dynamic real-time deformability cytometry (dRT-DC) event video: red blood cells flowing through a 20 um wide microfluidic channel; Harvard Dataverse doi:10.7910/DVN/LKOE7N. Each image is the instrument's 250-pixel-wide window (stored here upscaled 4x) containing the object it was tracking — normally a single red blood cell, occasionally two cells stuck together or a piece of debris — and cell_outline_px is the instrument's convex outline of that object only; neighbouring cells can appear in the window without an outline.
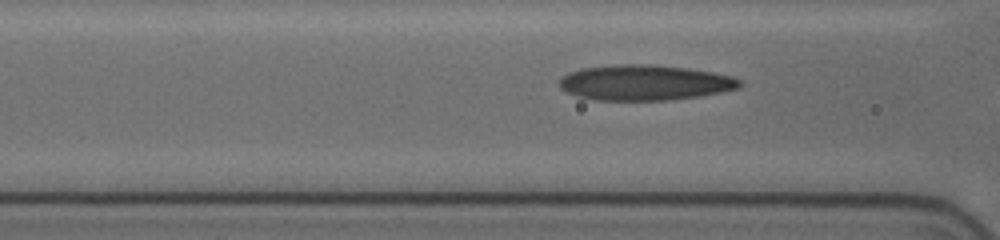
{"species": "human", "species_latin": "Homo sapiens", "temperature_condition": "cold", "stored_images_in_passage": 5, "camera_frame_rate_fps": 3000, "um_per_image_px": 0.085, "donor": {"sex": "female"}, "frame": {"image": 1, "passage_image": 3, "time_ms": 0.667, "image_size_px": [1000, 240], "cell_outline_px": [[740, 88], [700, 96], [668, 100], [596, 100], [576, 96], [560, 88], [560, 80], [568, 72], [584, 68], [612, 64], [656, 64], [688, 68], [712, 72], [732, 76], [740, 80]], "centroid_in_image_um": [54.8, 7.01], "position_along_channel_um": 111.8, "area_um2": 37.28}}